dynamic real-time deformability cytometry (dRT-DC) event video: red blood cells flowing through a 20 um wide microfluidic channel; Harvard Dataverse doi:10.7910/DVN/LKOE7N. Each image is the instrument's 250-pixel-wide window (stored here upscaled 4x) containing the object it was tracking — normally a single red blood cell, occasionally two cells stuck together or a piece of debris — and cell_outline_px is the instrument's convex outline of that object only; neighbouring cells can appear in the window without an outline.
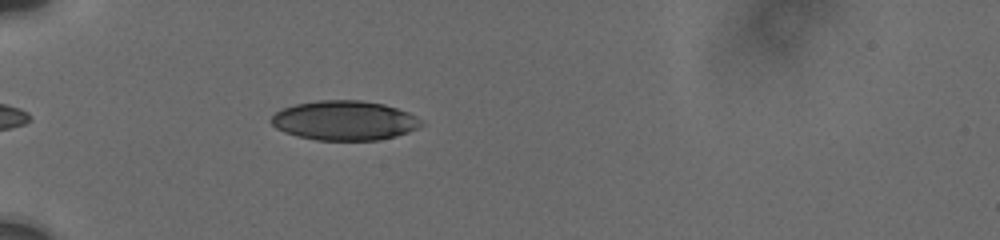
{"species": "human", "species_latin": "Homo sapiens", "temperature_condition": "cold", "stored_images_in_passage": 3, "camera_frame_rate_fps": 3000, "um_per_image_px": 0.085, "donor": {"sex": "male"}, "frame": {"image": 1, "passage_image": 1, "time_ms": 0.0, "image_size_px": [1000, 240], "cell_outline_px": [[424, 124], [408, 132], [396, 136], [376, 140], [316, 140], [296, 136], [284, 132], [276, 128], [268, 120], [276, 112], [284, 108], [296, 104], [316, 100], [360, 100], [384, 104], [408, 112], [424, 120]], "centroid_in_image_um": [29.27, 10.24], "position_along_channel_um": 55.7, "area_um2": 34.68}}
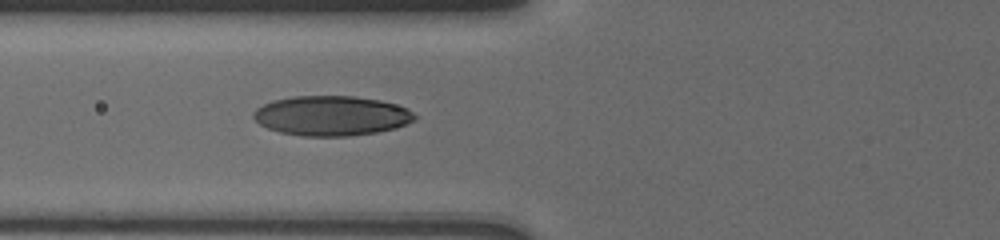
{"frame": {"image": 2, "passage_image": 3, "time_ms": 1.667, "image_size_px": [1000, 240], "cell_outline_px": [[416, 116], [412, 120], [396, 128], [376, 132], [348, 136], [300, 136], [280, 132], [268, 128], [260, 124], [252, 116], [252, 112], [256, 108], [272, 100], [292, 96], [356, 96], [380, 100], [396, 104], [412, 112]], "centroid_in_image_um": [28.12, 9.83], "position_along_channel_um": 97.7, "area_um2": 37.34}}